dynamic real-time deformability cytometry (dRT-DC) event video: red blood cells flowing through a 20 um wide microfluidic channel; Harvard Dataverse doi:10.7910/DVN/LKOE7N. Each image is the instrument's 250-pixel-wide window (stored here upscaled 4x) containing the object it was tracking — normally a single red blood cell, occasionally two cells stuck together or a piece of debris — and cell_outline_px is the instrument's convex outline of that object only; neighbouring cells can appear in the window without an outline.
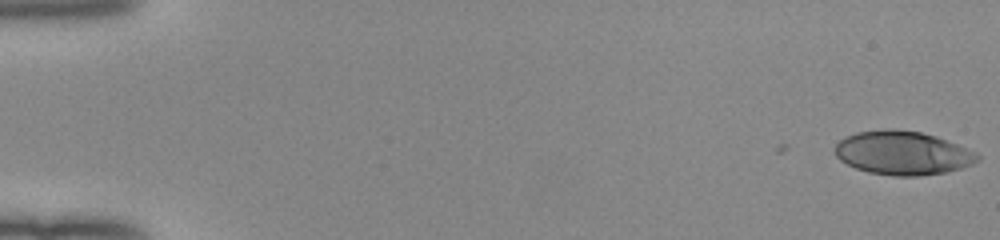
{"species": "human", "species_latin": "Homo sapiens", "temperature_condition": "room temperature", "stored_images_in_passage": 52, "camera_frame_rate_fps": 3000, "um_per_image_px": 0.085, "donor": {"sex": "female"}, "frame": {"image": 1, "passage_image": 1, "time_ms": 0.0, "image_size_px": [1000, 240], "cell_outline_px": [[980, 160], [972, 164], [960, 168], [944, 172], [920, 176], [892, 176], [868, 172], [856, 168], [840, 160], [836, 156], [836, 144], [840, 140], [856, 132], [888, 128], [892, 128], [920, 132], [936, 136], [976, 152], [980, 156]], "centroid_in_image_um": [76.73, 13.0], "position_along_channel_um": 8.3, "area_um2": 36.18}}
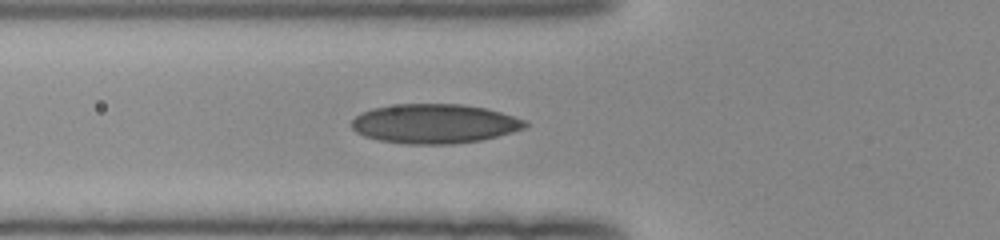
{"frame": {"image": 2, "passage_image": 20, "time_ms": 6.333, "image_size_px": [1000, 240], "cell_outline_px": [[528, 124], [524, 128], [512, 132], [480, 140], [452, 144], [408, 144], [380, 140], [364, 136], [356, 132], [352, 128], [352, 120], [360, 112], [372, 108], [396, 104], [460, 104], [484, 108], [500, 112], [528, 120]], "centroid_in_image_um": [36.92, 10.51], "position_along_channel_um": 88.9, "area_um2": 39.77}}
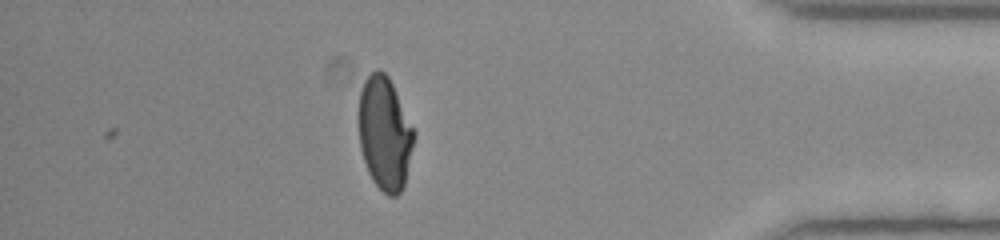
{"frame": {"image": 3, "passage_image": 46, "time_ms": 15.0, "image_size_px": [1000, 240], "cell_outline_px": [[416, 132], [404, 184], [400, 192], [396, 196], [388, 196], [372, 180], [368, 172], [360, 148], [360, 92], [364, 80], [376, 68], [380, 68], [388, 76]], "centroid_in_image_um": [32.71, 11.33], "position_along_channel_um": 402.5, "area_um2": 36.07}, "authors_computed_cell_mechanics": {"area_um2": 37.3966, "velocity_mm_per_s": 4.0165, "shape_relaxation_time_tau1_ms": 6.8034, "shape_relaxation_time_tau2_ms": 0.9947, "deformation_change_tau1": 0.2156, "deformation_change_tau2": 0.076}}